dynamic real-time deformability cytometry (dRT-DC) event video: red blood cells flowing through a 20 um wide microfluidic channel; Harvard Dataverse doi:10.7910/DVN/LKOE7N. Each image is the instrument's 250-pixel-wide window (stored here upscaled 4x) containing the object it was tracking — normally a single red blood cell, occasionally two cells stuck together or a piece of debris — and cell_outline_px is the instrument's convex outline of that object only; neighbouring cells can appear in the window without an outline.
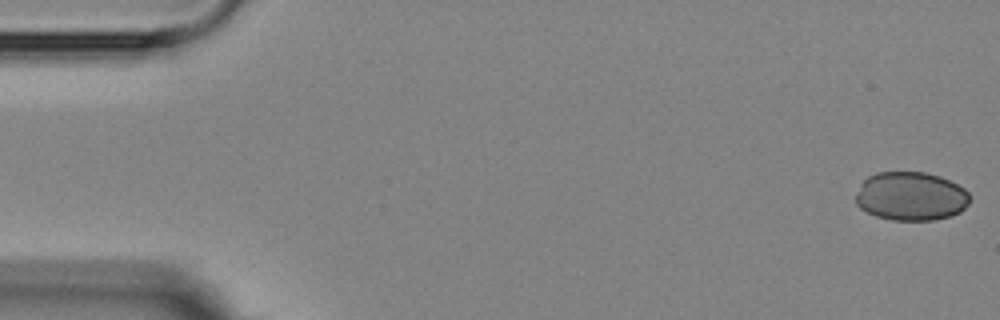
{"species": "Egyptian fruit bat (a non-hibernating species)", "species_latin": "Rousettus aegyptiacus", "temperature_condition": "room temperature", "stored_images_in_passage": 5, "camera_frame_rate_fps": 3000, "um_per_image_px": 0.085, "animal": {"sex": "female"}, "frame": {"image": 1, "passage_image": 1, "time_ms": 0.0, "image_size_px": [1000, 320], "cell_outline_px": [[968, 204], [960, 212], [952, 216], [932, 220], [892, 220], [876, 216], [860, 208], [856, 204], [856, 196], [860, 184], [868, 176], [876, 172], [924, 172], [940, 176], [964, 188], [968, 192]], "centroid_in_image_um": [77.41, 16.68], "position_along_channel_um": 7.6, "area_um2": 32.37}}
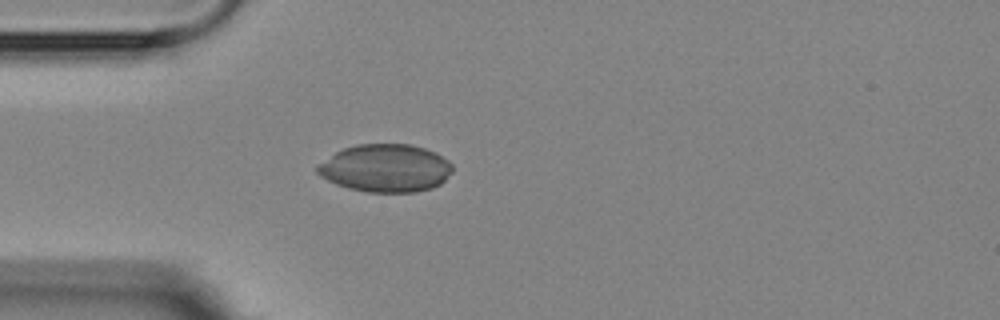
{"frame": {"image": 2, "passage_image": 5, "time_ms": 4.667, "image_size_px": [1000, 320], "cell_outline_px": [[452, 172], [440, 184], [432, 188], [416, 192], [368, 192], [348, 188], [336, 184], [320, 176], [316, 172], [316, 168], [320, 164], [336, 152], [344, 148], [356, 144], [408, 144], [424, 148], [436, 152], [448, 160], [452, 164]], "centroid_in_image_um": [32.79, 14.29], "position_along_channel_um": 52.2, "area_um2": 37.57}}